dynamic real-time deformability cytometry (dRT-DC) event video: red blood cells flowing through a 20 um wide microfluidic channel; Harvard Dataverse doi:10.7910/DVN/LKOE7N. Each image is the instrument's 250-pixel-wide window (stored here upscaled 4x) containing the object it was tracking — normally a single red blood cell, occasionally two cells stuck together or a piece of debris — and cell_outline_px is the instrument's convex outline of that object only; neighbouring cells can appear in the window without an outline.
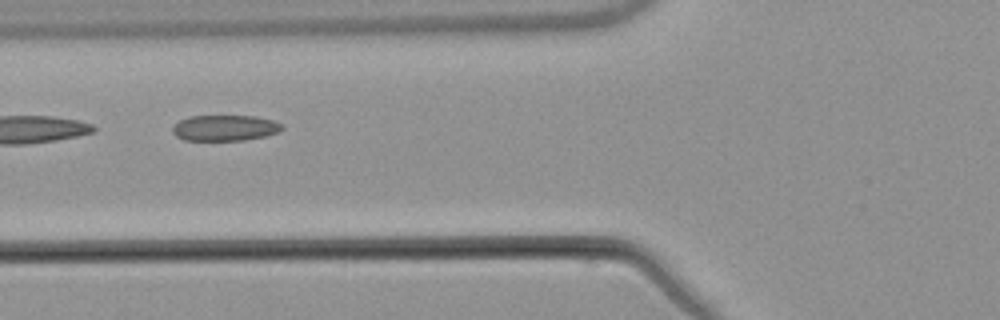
{"species": "common noctule bat (a hibernating species)", "species_latin": "Nyctalus noctula", "temperature_condition": "warm", "stored_images_in_passage": 3, "camera_frame_rate_fps": 3000, "um_per_image_px": 0.085, "animal": {"sex": "male", "body_mass_g": 21.5, "forearm_length_mm": 52.0}, "frame": {"image": 1, "passage_image": 2, "time_ms": 1.333, "image_size_px": [1000, 320], "cell_outline_px": [[284, 128], [276, 132], [264, 136], [244, 140], [184, 140], [176, 136], [172, 132], [172, 128], [180, 120], [188, 116], [256, 116], [276, 120], [284, 124]], "centroid_in_image_um": [19.14, 10.86], "position_along_channel_um": 106.7, "area_um2": 16.53}}
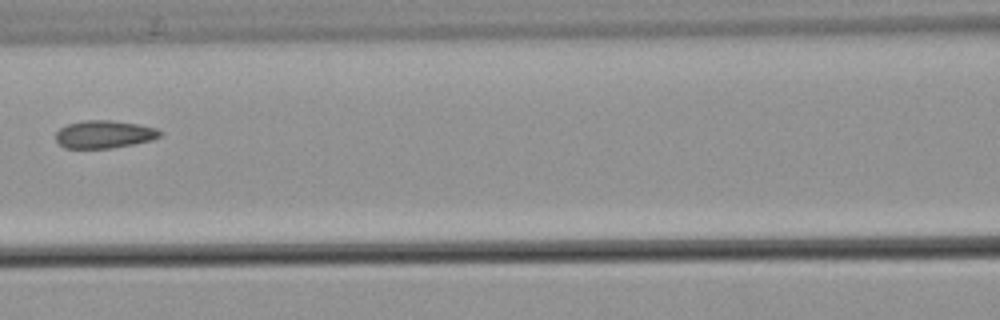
{"frame": {"image": 2, "passage_image": 3, "time_ms": 2.667, "image_size_px": [1000, 320], "cell_outline_px": [[164, 132], [160, 136], [152, 140], [112, 148], [64, 148], [56, 140], [56, 132], [60, 128], [68, 124], [84, 120], [112, 120], [136, 124], [156, 128]], "centroid_in_image_um": [8.86, 11.41], "position_along_channel_um": 157.7, "area_um2": 16.82}}